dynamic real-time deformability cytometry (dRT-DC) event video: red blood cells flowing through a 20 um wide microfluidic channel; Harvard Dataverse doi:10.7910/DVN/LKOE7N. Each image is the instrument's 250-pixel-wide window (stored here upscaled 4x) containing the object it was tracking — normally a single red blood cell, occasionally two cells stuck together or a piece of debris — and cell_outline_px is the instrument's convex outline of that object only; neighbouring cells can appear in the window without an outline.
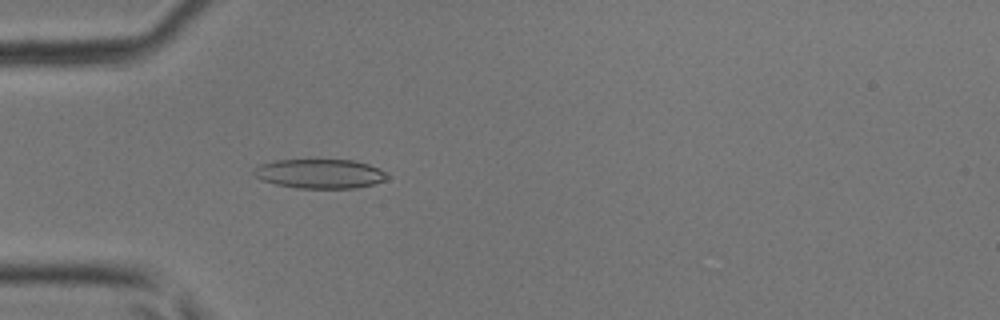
{"species": "common noctule bat (a hibernating species)", "species_latin": "Nyctalus noctula", "temperature_condition": "room temperature", "stored_images_in_passage": 46, "camera_frame_rate_fps": 3000, "um_per_image_px": 0.085, "animal": {"sex": "male", "body_mass_g": 17.9, "forearm_length_mm": 54.2}, "frame": {"image": 1, "passage_image": 14, "time_ms": 4.333, "image_size_px": [1000, 320], "cell_outline_px": [[388, 176], [384, 180], [372, 184], [356, 188], [296, 188], [276, 184], [264, 180], [256, 176], [252, 172], [252, 168], [260, 164], [276, 160], [356, 160], [368, 164], [384, 172]], "centroid_in_image_um": [27.15, 14.76], "position_along_channel_um": 57.9, "area_um2": 22.6}}
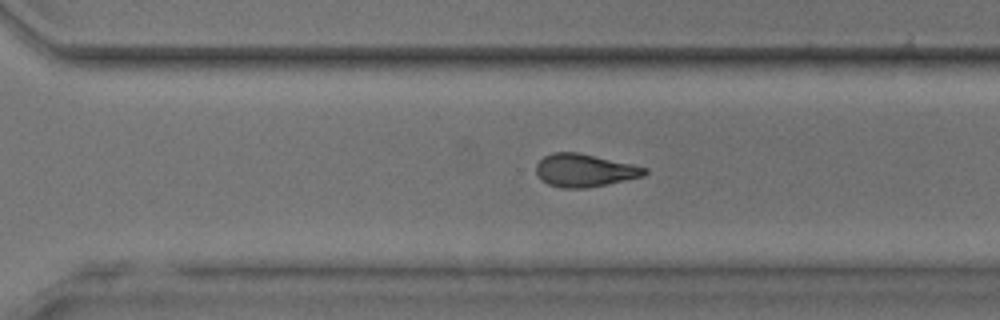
{"frame": {"image": 2, "passage_image": 32, "time_ms": 10.333, "image_size_px": [1000, 320], "cell_outline_px": [[648, 172], [644, 176], [588, 188], [564, 188], [548, 184], [540, 180], [536, 172], [536, 164], [544, 156], [552, 152], [576, 152], [632, 164], [648, 168]], "centroid_in_image_um": [49.67, 14.48], "position_along_channel_um": 320.9, "area_um2": 20.75}}
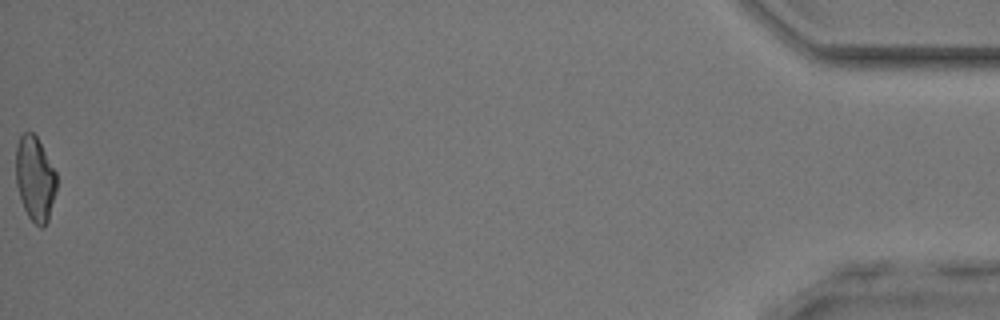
{"frame": {"image": 3, "passage_image": 46, "time_ms": 15.0, "image_size_px": [1000, 320], "cell_outline_px": [[56, 188], [48, 220], [44, 228], [40, 228], [28, 216], [24, 208], [16, 184], [16, 144], [20, 136], [24, 132], [32, 132], [36, 136], [56, 172]], "centroid_in_image_um": [2.96, 15.19], "position_along_channel_um": 432.2, "area_um2": 19.88}}